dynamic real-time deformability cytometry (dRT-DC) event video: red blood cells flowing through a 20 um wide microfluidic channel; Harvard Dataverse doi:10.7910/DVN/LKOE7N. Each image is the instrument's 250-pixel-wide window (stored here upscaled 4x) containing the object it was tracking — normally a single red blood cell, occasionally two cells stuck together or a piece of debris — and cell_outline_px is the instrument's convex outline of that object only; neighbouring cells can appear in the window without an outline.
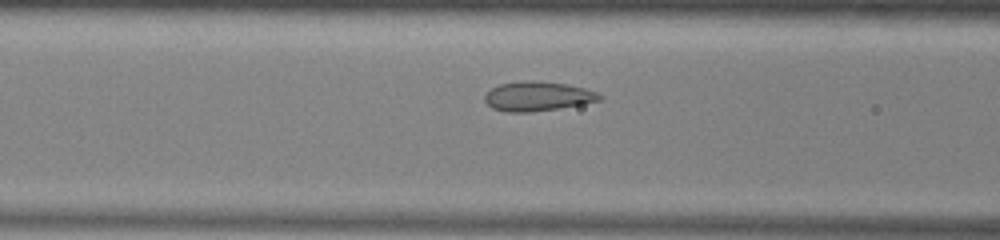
{"species": "common noctule bat (a hibernating species)", "species_latin": "Nyctalus noctula", "temperature_condition": "warm", "stored_images_in_passage": 32, "camera_frame_rate_fps": 3000, "um_per_image_px": 0.085, "animal": {"sex": "male", "body_mass_g": 13.0, "forearm_length_mm": 53.1}, "frame": {"image": 1, "passage_image": 10, "time_ms": 3.0, "image_size_px": [1000, 240], "cell_outline_px": [[604, 96], [600, 100], [560, 108], [532, 112], [504, 112], [492, 108], [484, 100], [484, 96], [492, 88], [500, 84], [524, 80], [536, 80], [568, 84], [584, 88], [596, 92]], "centroid_in_image_um": [45.69, 8.18], "position_along_channel_um": 120.9, "area_um2": 19.77}}
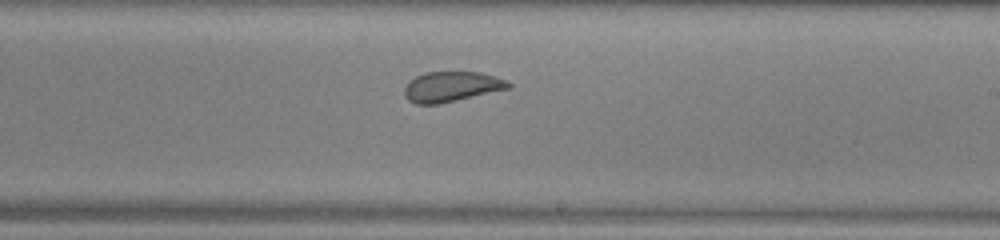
{"frame": {"image": 2, "passage_image": 20, "time_ms": 6.333, "image_size_px": [1000, 240], "cell_outline_px": [[512, 88], [440, 104], [416, 104], [408, 100], [404, 96], [404, 88], [416, 76], [424, 72], [480, 72], [496, 76], [508, 80], [512, 84]], "centroid_in_image_um": [38.43, 7.37], "position_along_channel_um": 250.6, "area_um2": 18.5}}
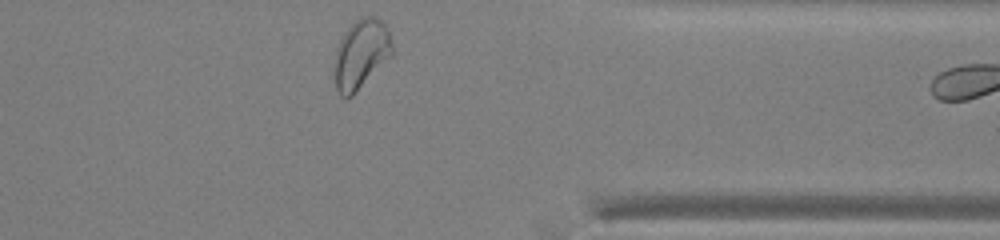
{"frame": {"image": 3, "passage_image": 31, "time_ms": 10.0, "image_size_px": [1000, 240], "cell_outline_px": [[392, 52], [356, 92], [352, 96], [340, 96], [336, 88], [332, 68], [336, 48], [344, 32], [356, 20], [368, 16], [376, 16], [388, 28], [392, 44]], "centroid_in_image_um": [30.63, 4.59], "position_along_channel_um": 380.8, "area_um2": 23.0}}